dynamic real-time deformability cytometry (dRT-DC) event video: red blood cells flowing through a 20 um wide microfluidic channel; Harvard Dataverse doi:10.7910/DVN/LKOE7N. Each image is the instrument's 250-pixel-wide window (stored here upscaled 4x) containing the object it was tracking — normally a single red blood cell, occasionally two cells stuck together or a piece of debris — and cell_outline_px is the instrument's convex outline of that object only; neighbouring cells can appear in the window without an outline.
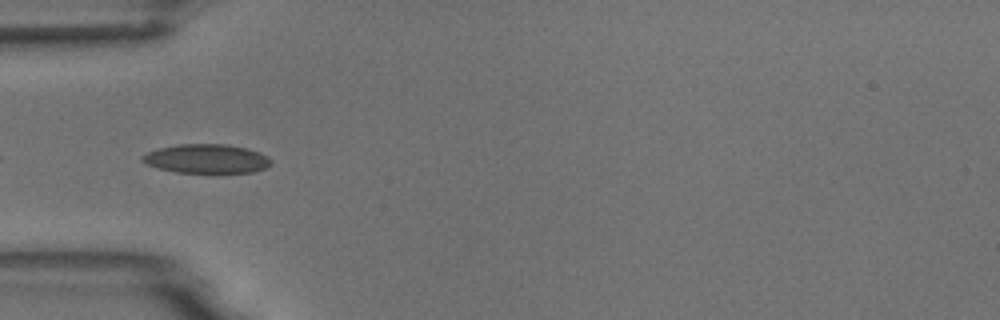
{"species": "common noctule bat (a hibernating species)", "species_latin": "Nyctalus noctula", "temperature_condition": "room temperature", "stored_images_in_passage": 7, "camera_frame_rate_fps": 3000, "um_per_image_px": 0.085, "animal": {"sex": "male", "body_mass_g": 18.8}, "frame": {"image": 1, "passage_image": 3, "time_ms": 2.333, "image_size_px": [1000, 320], "cell_outline_px": [[272, 164], [264, 168], [252, 172], [216, 176], [176, 172], [160, 168], [148, 164], [140, 160], [140, 156], [148, 152], [160, 148], [180, 144], [228, 144], [248, 148], [260, 152], [268, 156], [272, 160]], "centroid_in_image_um": [17.63, 13.54], "position_along_channel_um": 67.4, "area_um2": 22.77}}